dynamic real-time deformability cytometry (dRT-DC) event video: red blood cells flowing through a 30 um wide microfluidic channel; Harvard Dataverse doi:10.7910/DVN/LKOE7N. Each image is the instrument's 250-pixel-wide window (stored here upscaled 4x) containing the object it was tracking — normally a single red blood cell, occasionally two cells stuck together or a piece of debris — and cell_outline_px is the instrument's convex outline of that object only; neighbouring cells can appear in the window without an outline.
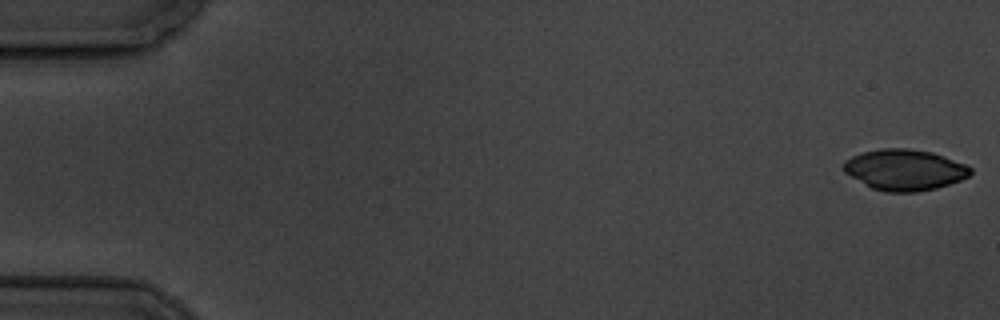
{"species": "common noctule bat (a hibernating species)", "species_latin": "Nyctalus noctula", "temperature_condition": "cold", "stored_images_in_passage": 6, "camera_frame_rate_fps": 3000, "um_per_image_px": 0.085, "animal": {"sex": "male", "body_mass_g": 19.5, "forearm_length_mm": 54.6}, "frame": {"image": 1, "passage_image": 1, "time_ms": 0.0, "image_size_px": [1000, 320], "cell_outline_px": [[972, 172], [968, 176], [960, 180], [936, 188], [916, 192], [884, 192], [872, 188], [844, 172], [844, 160], [860, 152], [880, 148], [908, 148], [932, 152], [944, 156], [964, 164], [972, 168]], "centroid_in_image_um": [76.87, 14.42], "position_along_channel_um": 8.1, "area_um2": 30.23}}